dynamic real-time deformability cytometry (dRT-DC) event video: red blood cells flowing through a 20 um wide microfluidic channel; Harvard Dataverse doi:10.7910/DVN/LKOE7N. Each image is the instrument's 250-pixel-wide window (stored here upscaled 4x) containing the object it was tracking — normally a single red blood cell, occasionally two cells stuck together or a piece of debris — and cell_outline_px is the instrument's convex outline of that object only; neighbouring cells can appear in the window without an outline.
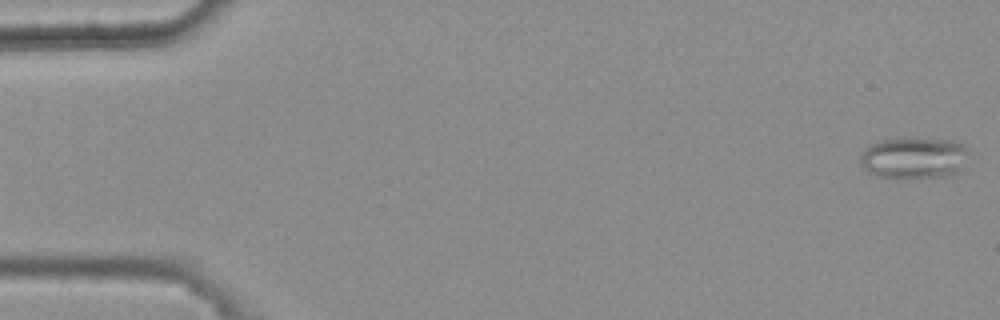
{"species": "common noctule bat (a hibernating species)", "species_latin": "Nyctalus noctula", "temperature_condition": "warm", "stored_images_in_passage": 6, "camera_frame_rate_fps": 3000, "um_per_image_px": 0.085, "animal": {"sex": "female", "body_mass_g": 25.1}, "frame": {"image": 1, "passage_image": 1, "time_ms": 0.0, "image_size_px": [1000, 320], "cell_outline_px": [[972, 148], [960, 168], [956, 172], [948, 176], [880, 176], [868, 172], [860, 164], [860, 156], [864, 148], [868, 144], [876, 140], [900, 136], [904, 136], [952, 140], [964, 144]], "centroid_in_image_um": [77.67, 13.33], "position_along_channel_um": 7.3, "area_um2": 26.65}}
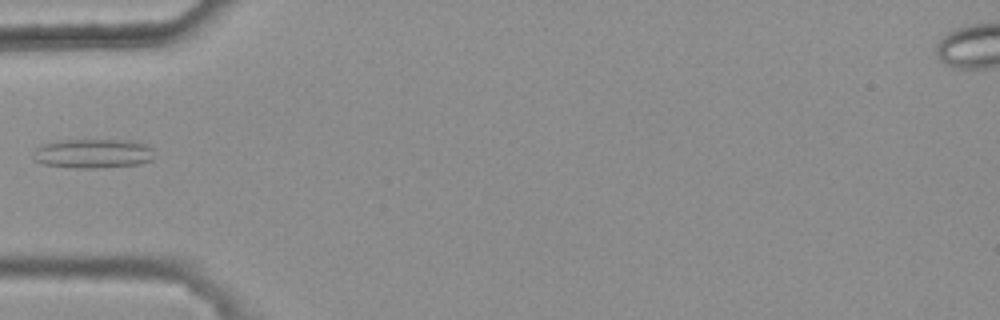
{"frame": {"image": 2, "passage_image": 5, "time_ms": 1.333, "image_size_px": [1000, 320], "cell_outline_px": [[152, 160], [140, 164], [100, 168], [76, 168], [44, 164], [36, 160], [32, 156], [36, 148], [44, 144], [60, 140], [136, 140], [152, 148]], "centroid_in_image_um": [7.93, 13.05], "position_along_channel_um": 77.1, "area_um2": 20.69}}